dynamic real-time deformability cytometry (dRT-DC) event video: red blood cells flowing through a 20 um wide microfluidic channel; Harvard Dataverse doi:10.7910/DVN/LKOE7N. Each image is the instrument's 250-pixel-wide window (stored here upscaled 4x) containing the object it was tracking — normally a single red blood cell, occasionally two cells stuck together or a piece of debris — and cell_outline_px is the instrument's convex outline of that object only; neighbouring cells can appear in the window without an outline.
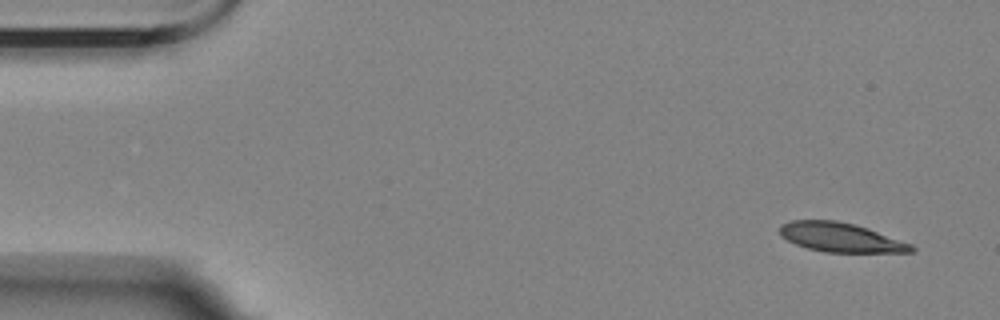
{"species": "Egyptian fruit bat (a non-hibernating species)", "species_latin": "Rousettus aegyptiacus", "temperature_condition": "room temperature", "stored_images_in_passage": 3, "camera_frame_rate_fps": 3000, "um_per_image_px": 0.085, "animal": {"sex": "female"}, "frame": {"image": 1, "passage_image": 1, "time_ms": 0.0, "image_size_px": [1000, 320], "cell_outline_px": [[916, 252], [824, 252], [808, 248], [796, 244], [780, 236], [780, 224], [792, 220], [836, 220], [856, 224], [868, 228], [912, 244], [916, 248]], "centroid_in_image_um": [71.47, 20.17], "position_along_channel_um": 13.5, "area_um2": 22.48}}